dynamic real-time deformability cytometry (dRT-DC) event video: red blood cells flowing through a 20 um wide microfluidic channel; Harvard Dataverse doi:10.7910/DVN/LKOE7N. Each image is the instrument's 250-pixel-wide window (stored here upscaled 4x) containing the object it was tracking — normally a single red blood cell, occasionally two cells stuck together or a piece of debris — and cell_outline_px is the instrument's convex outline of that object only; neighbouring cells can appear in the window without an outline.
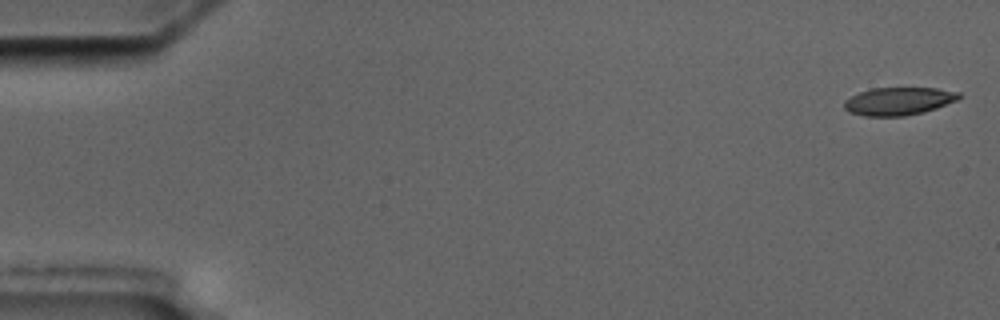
{"species": "common noctule bat (a hibernating species)", "species_latin": "Nyctalus noctula", "temperature_condition": "cold", "stored_images_in_passage": 8, "camera_frame_rate_fps": 3000, "um_per_image_px": 0.085, "animal": {"sex": "male", "body_mass_g": 17.5, "forearm_length_mm": 52.3}, "frame": {"image": 1, "passage_image": 1, "time_ms": 0.0, "image_size_px": [1000, 320], "cell_outline_px": [[960, 96], [956, 100], [936, 108], [924, 112], [904, 116], [864, 116], [848, 112], [844, 108], [844, 100], [860, 92], [872, 88], [936, 88], [960, 92]], "centroid_in_image_um": [76.35, 8.6], "position_along_channel_um": 8.6, "area_um2": 18.55}}
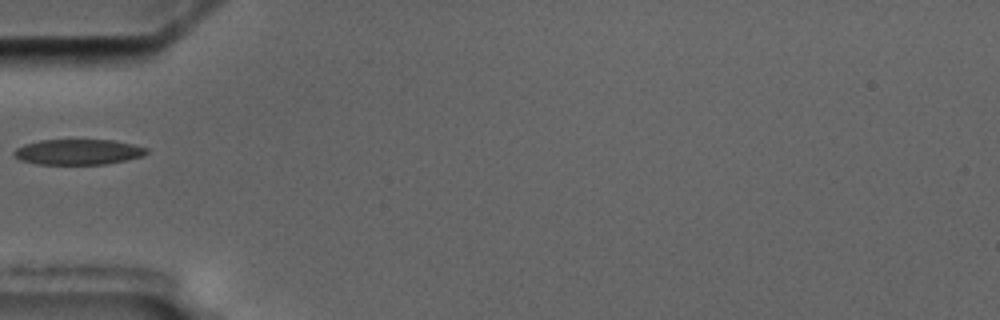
{"frame": {"image": 2, "passage_image": 6, "time_ms": 6.0, "image_size_px": [1000, 320], "cell_outline_px": [[148, 152], [144, 156], [104, 164], [36, 164], [20, 160], [12, 152], [16, 148], [24, 144], [40, 140], [112, 140], [132, 144], [148, 148]], "centroid_in_image_um": [6.63, 12.91], "position_along_channel_um": 78.4, "area_um2": 19.59}}
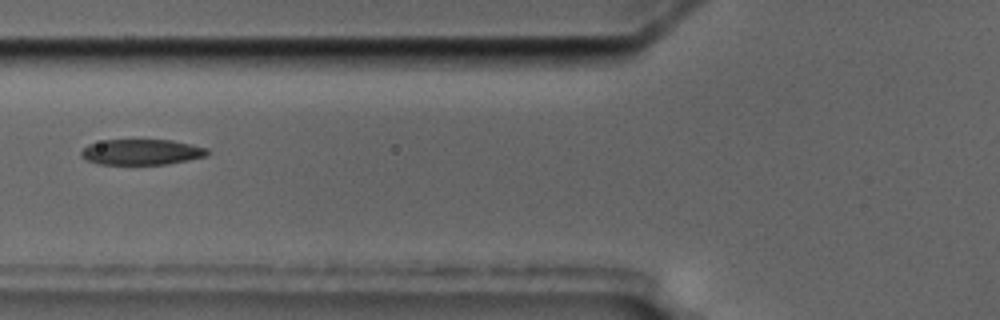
{"frame": {"image": 3, "passage_image": 7, "time_ms": 7.0, "image_size_px": [1000, 320], "cell_outline_px": [[212, 152], [204, 156], [188, 160], [164, 164], [100, 164], [88, 160], [80, 156], [80, 152], [88, 144], [104, 140], [172, 140], [192, 144], [208, 148]], "centroid_in_image_um": [12.05, 12.91], "position_along_channel_um": 113.7, "area_um2": 18.79}}